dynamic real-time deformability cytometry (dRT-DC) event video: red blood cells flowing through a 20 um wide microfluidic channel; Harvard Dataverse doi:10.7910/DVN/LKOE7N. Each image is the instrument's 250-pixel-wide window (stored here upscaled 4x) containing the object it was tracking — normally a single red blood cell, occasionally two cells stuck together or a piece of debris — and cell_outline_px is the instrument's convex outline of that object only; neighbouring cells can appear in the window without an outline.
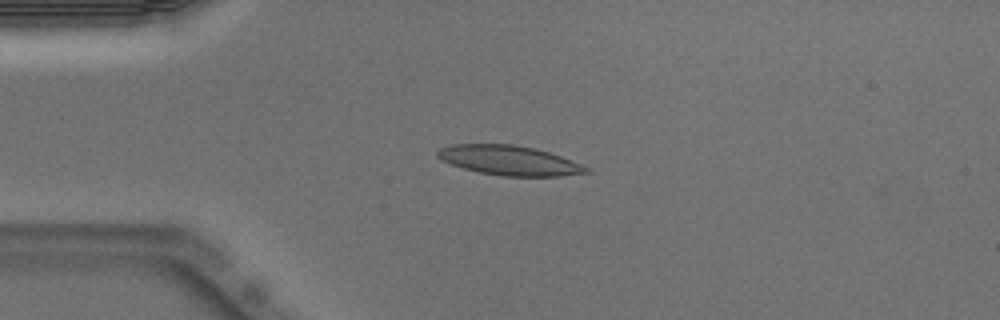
{"species": "Egyptian fruit bat (a non-hibernating species)", "species_latin": "Rousettus aegyptiacus", "temperature_condition": "warm", "stored_images_in_passage": 45, "camera_frame_rate_fps": 3000, "um_per_image_px": 0.085, "animal": {"sex": "male"}, "frame": {"image": 1, "passage_image": 12, "time_ms": 3.667, "image_size_px": [1000, 320], "cell_outline_px": [[588, 172], [560, 176], [500, 176], [480, 172], [464, 168], [452, 164], [436, 156], [436, 152], [440, 148], [452, 144], [512, 144], [536, 148], [560, 156], [580, 164], [588, 168]], "centroid_in_image_um": [43.26, 13.62], "position_along_channel_um": 41.7, "area_um2": 25.37}}
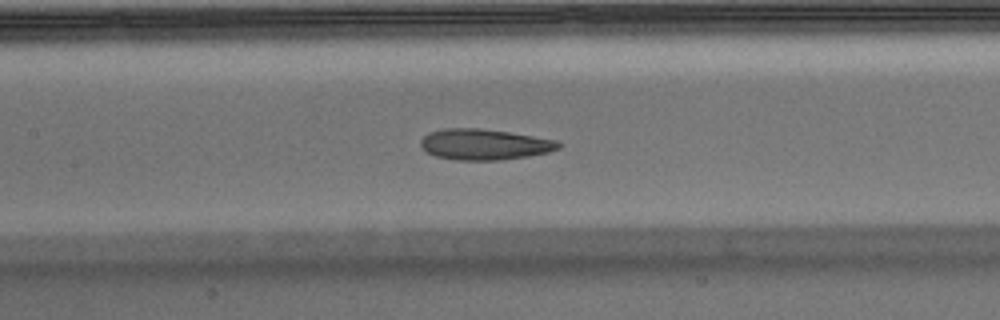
{"frame": {"image": 2, "passage_image": 23, "time_ms": 7.333, "image_size_px": [1000, 320], "cell_outline_px": [[564, 144], [560, 148], [548, 152], [528, 156], [500, 160], [456, 160], [436, 156], [428, 152], [420, 144], [420, 140], [428, 132], [444, 128], [480, 128], [508, 132], [556, 140]], "centroid_in_image_um": [41.18, 12.27], "position_along_channel_um": 166.2, "area_um2": 24.74}}
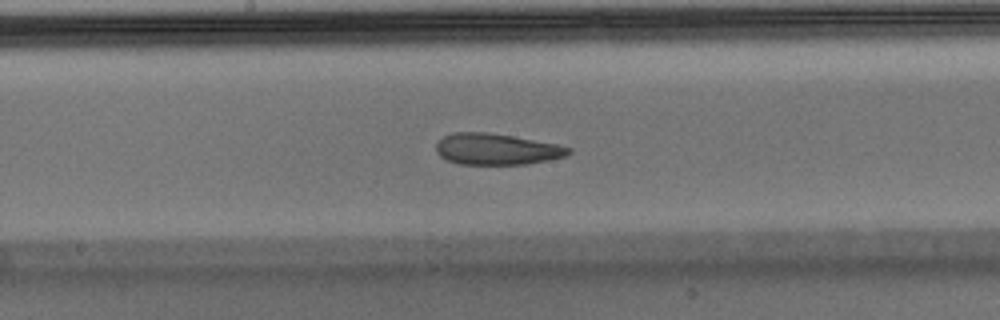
{"frame": {"image": 3, "passage_image": 26, "time_ms": 8.333, "image_size_px": [1000, 320], "cell_outline_px": [[572, 152], [564, 156], [548, 160], [528, 164], [460, 164], [448, 160], [440, 156], [436, 152], [436, 144], [444, 136], [452, 132], [484, 132], [512, 136], [556, 144], [572, 148]], "centroid_in_image_um": [42.19, 12.68], "position_along_channel_um": 206.0, "area_um2": 23.93}, "authors_computed_cell_mechanics": {"area_um2": 25.4898, "velocity_mm_per_s": 3.9829, "shape_relaxation_time_tau1_ms": null, "shape_relaxation_time_tau2_ms": 3.4256, "deformation_change_tau1": null, "deformation_change_tau2": 0.1206}}